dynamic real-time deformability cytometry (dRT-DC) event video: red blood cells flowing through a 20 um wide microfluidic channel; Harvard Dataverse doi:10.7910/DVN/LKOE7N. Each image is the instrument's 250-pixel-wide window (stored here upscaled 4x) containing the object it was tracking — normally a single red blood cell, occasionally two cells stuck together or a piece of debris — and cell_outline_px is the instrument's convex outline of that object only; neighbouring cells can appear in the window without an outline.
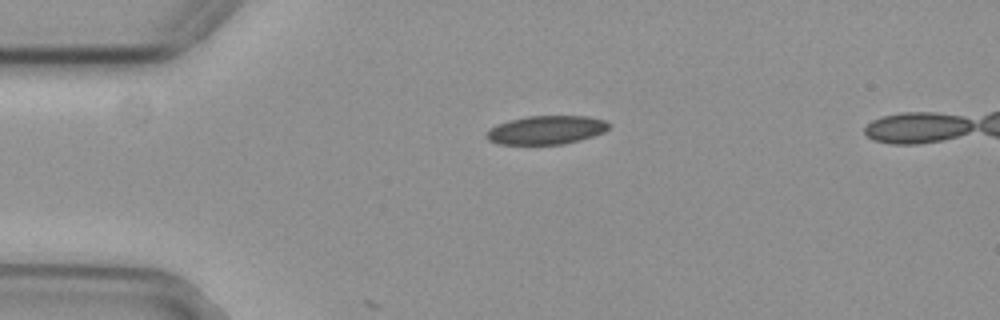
{"species": "common noctule bat (a hibernating species)", "species_latin": "Nyctalus noctula", "temperature_condition": "cold", "stored_images_in_passage": 4, "camera_frame_rate_fps": 3000, "um_per_image_px": 0.085, "animal": {"sex": "female", "body_mass_g": 29.2, "forearm_length_mm": 56.3}, "frame": {"image": 1, "passage_image": 1, "time_ms": 0.0, "image_size_px": [1000, 320], "cell_outline_px": [[608, 128], [604, 132], [580, 140], [564, 144], [500, 144], [488, 140], [484, 136], [484, 132], [488, 128], [496, 124], [508, 120], [528, 116], [588, 116], [604, 120], [608, 124]], "centroid_in_image_um": [46.36, 11.05], "position_along_channel_um": 38.6, "area_um2": 20.52}}